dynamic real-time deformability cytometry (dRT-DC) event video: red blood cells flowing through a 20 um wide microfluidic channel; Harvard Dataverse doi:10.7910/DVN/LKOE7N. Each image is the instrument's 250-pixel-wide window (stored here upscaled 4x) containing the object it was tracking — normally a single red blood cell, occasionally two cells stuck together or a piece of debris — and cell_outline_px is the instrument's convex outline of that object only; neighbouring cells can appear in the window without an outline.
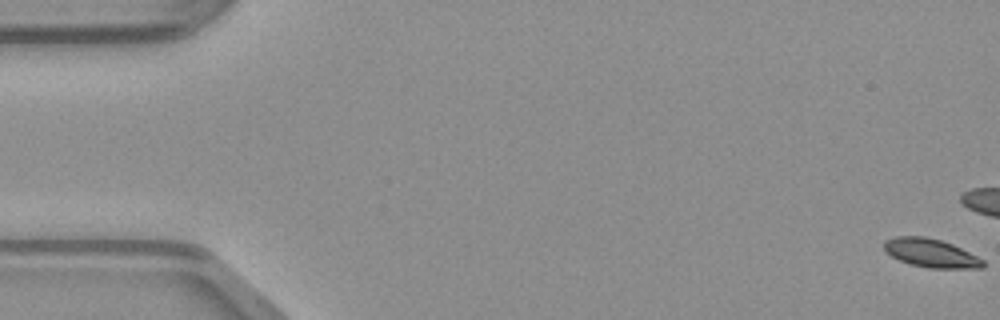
{"species": "common noctule bat (a hibernating species)", "species_latin": "Nyctalus noctula", "temperature_condition": "warm", "stored_images_in_passage": 51, "camera_frame_rate_fps": 3000, "um_per_image_px": 0.085, "animal": {"sex": "male", "body_mass_g": 23.1, "forearm_length_mm": 52.7}, "frame": {"image": 1, "passage_image": 1, "time_ms": 0.0, "image_size_px": [1000, 320], "cell_outline_px": [[984, 268], [928, 268], [912, 264], [900, 260], [884, 252], [884, 240], [896, 236], [924, 236], [940, 240], [952, 244], [984, 260]], "centroid_in_image_um": [79.1, 21.5], "position_along_channel_um": 5.9, "area_um2": 16.36}}
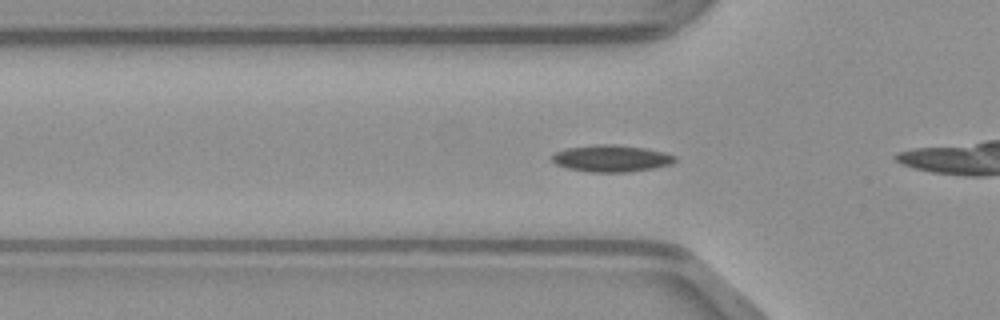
{"frame": {"image": 2, "passage_image": 17, "time_ms": 5.333, "image_size_px": [1000, 320], "cell_outline_px": [[676, 160], [672, 164], [656, 168], [628, 172], [592, 172], [568, 168], [556, 164], [552, 160], [552, 156], [556, 152], [564, 148], [596, 144], [616, 144], [644, 148], [664, 152], [676, 156]], "centroid_in_image_um": [51.99, 13.46], "position_along_channel_um": 73.8, "area_um2": 19.31}}
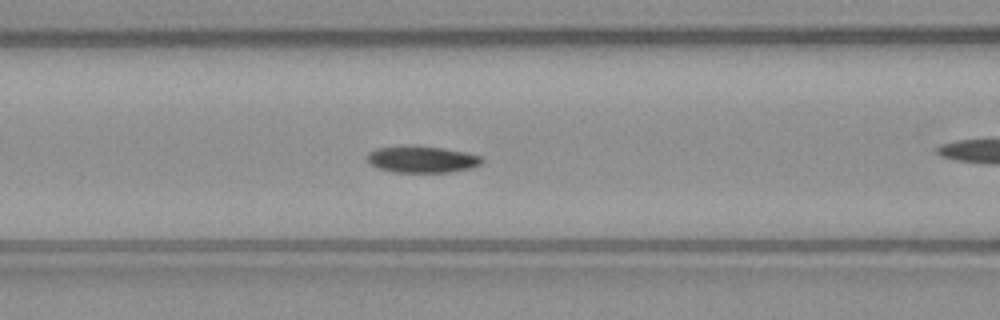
{"frame": {"image": 3, "passage_image": 21, "time_ms": 6.667, "image_size_px": [1000, 320], "cell_outline_px": [[484, 160], [480, 164], [472, 168], [448, 172], [396, 172], [380, 168], [372, 164], [368, 160], [368, 152], [376, 148], [440, 148], [464, 152], [480, 156]], "centroid_in_image_um": [35.92, 13.58], "position_along_channel_um": 130.7, "area_um2": 16.82}}